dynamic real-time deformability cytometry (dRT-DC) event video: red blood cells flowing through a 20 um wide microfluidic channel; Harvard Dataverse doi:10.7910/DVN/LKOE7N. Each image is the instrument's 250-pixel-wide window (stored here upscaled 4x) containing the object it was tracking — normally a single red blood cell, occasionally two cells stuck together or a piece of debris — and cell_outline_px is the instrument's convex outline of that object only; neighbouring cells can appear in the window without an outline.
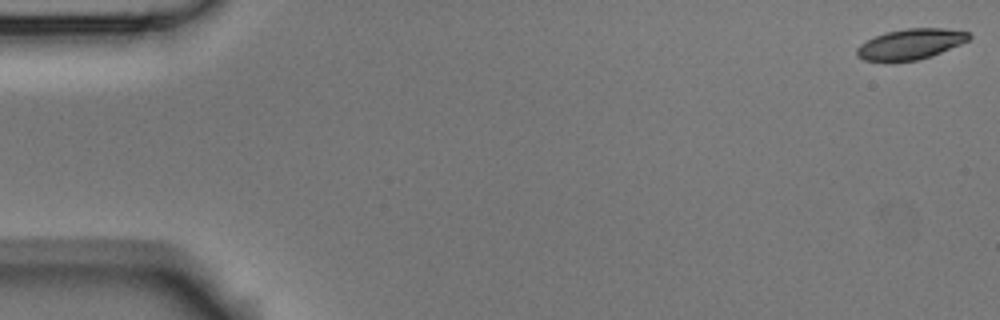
{"species": "Egyptian fruit bat (a non-hibernating species)", "species_latin": "Rousettus aegyptiacus", "temperature_condition": "room temperature", "stored_images_in_passage": 4, "camera_frame_rate_fps": 3000, "um_per_image_px": 0.085, "animal": {"sex": "male"}, "frame": {"image": 1, "passage_image": 1, "time_ms": 0.0, "image_size_px": [1000, 320], "cell_outline_px": [[972, 36], [968, 40], [960, 44], [932, 56], [916, 60], [864, 60], [856, 56], [856, 48], [860, 44], [876, 36], [888, 32], [908, 28], [944, 28], [968, 32]], "centroid_in_image_um": [77.41, 3.74], "position_along_channel_um": 7.6, "area_um2": 19.54}}